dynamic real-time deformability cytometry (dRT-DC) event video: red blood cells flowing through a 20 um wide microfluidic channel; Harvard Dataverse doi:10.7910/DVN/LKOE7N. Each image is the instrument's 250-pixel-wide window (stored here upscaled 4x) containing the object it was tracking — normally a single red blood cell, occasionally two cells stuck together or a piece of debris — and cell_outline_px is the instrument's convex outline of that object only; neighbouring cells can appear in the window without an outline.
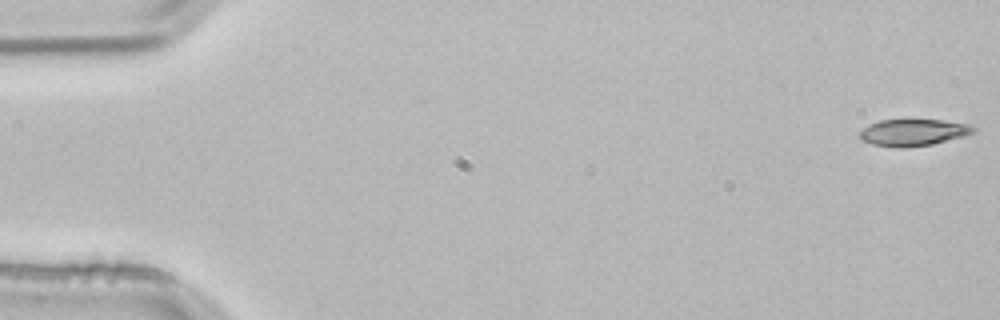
{"species": "common noctule bat (a hibernating species)", "species_latin": "Nyctalus noctula", "temperature_condition": "room temperature", "stored_images_in_passage": 3, "camera_frame_rate_fps": 3000, "um_per_image_px": 0.085, "animal": {"sex": "male", "body_mass_g": 21.5, "forearm_length_mm": 52.0}, "frame": {"image": 1, "passage_image": 1, "time_ms": 0.0, "image_size_px": [1000, 320], "cell_outline_px": [[976, 132], [964, 136], [932, 144], [904, 148], [900, 148], [872, 144], [860, 140], [860, 132], [868, 124], [880, 120], [940, 120], [968, 124], [976, 128]], "centroid_in_image_um": [77.62, 11.26], "position_along_channel_um": 7.4, "area_um2": 17.69}}